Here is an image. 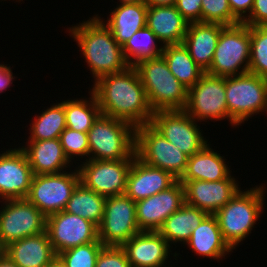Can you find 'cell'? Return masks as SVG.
I'll list each match as a JSON object with an SVG mask.
<instances>
[{"mask_svg": "<svg viewBox=\"0 0 267 267\" xmlns=\"http://www.w3.org/2000/svg\"><path fill=\"white\" fill-rule=\"evenodd\" d=\"M184 187L185 203L208 214H215L240 190L231 174L219 181H180Z\"/></svg>", "mask_w": 267, "mask_h": 267, "instance_id": "17", "label": "cell"}, {"mask_svg": "<svg viewBox=\"0 0 267 267\" xmlns=\"http://www.w3.org/2000/svg\"><path fill=\"white\" fill-rule=\"evenodd\" d=\"M95 267H131L126 252L121 246H103Z\"/></svg>", "mask_w": 267, "mask_h": 267, "instance_id": "38", "label": "cell"}, {"mask_svg": "<svg viewBox=\"0 0 267 267\" xmlns=\"http://www.w3.org/2000/svg\"><path fill=\"white\" fill-rule=\"evenodd\" d=\"M33 176L26 154L20 147L0 154L1 199H25Z\"/></svg>", "mask_w": 267, "mask_h": 267, "instance_id": "18", "label": "cell"}, {"mask_svg": "<svg viewBox=\"0 0 267 267\" xmlns=\"http://www.w3.org/2000/svg\"><path fill=\"white\" fill-rule=\"evenodd\" d=\"M104 245L99 239L79 245L58 254L66 267H95L100 250Z\"/></svg>", "mask_w": 267, "mask_h": 267, "instance_id": "35", "label": "cell"}, {"mask_svg": "<svg viewBox=\"0 0 267 267\" xmlns=\"http://www.w3.org/2000/svg\"><path fill=\"white\" fill-rule=\"evenodd\" d=\"M21 149L26 154L34 175L60 173L68 166L71 167L59 138L28 141L27 147Z\"/></svg>", "mask_w": 267, "mask_h": 267, "instance_id": "24", "label": "cell"}, {"mask_svg": "<svg viewBox=\"0 0 267 267\" xmlns=\"http://www.w3.org/2000/svg\"><path fill=\"white\" fill-rule=\"evenodd\" d=\"M80 182L78 169L73 172L34 175L26 199L45 216L63 211Z\"/></svg>", "mask_w": 267, "mask_h": 267, "instance_id": "10", "label": "cell"}, {"mask_svg": "<svg viewBox=\"0 0 267 267\" xmlns=\"http://www.w3.org/2000/svg\"><path fill=\"white\" fill-rule=\"evenodd\" d=\"M134 68L153 112L184 110L188 89L174 77L162 55L142 60Z\"/></svg>", "mask_w": 267, "mask_h": 267, "instance_id": "3", "label": "cell"}, {"mask_svg": "<svg viewBox=\"0 0 267 267\" xmlns=\"http://www.w3.org/2000/svg\"><path fill=\"white\" fill-rule=\"evenodd\" d=\"M177 0H145L147 6L175 5Z\"/></svg>", "mask_w": 267, "mask_h": 267, "instance_id": "43", "label": "cell"}, {"mask_svg": "<svg viewBox=\"0 0 267 267\" xmlns=\"http://www.w3.org/2000/svg\"><path fill=\"white\" fill-rule=\"evenodd\" d=\"M228 116L236 125L267 112V78L246 72L225 77Z\"/></svg>", "mask_w": 267, "mask_h": 267, "instance_id": "6", "label": "cell"}, {"mask_svg": "<svg viewBox=\"0 0 267 267\" xmlns=\"http://www.w3.org/2000/svg\"><path fill=\"white\" fill-rule=\"evenodd\" d=\"M136 156L149 166L170 172L178 180L189 156L170 143L150 123L136 127Z\"/></svg>", "mask_w": 267, "mask_h": 267, "instance_id": "8", "label": "cell"}, {"mask_svg": "<svg viewBox=\"0 0 267 267\" xmlns=\"http://www.w3.org/2000/svg\"><path fill=\"white\" fill-rule=\"evenodd\" d=\"M184 111L196 121H218L227 118L232 126H237L228 116L225 77L205 72L200 80L188 89Z\"/></svg>", "mask_w": 267, "mask_h": 267, "instance_id": "9", "label": "cell"}, {"mask_svg": "<svg viewBox=\"0 0 267 267\" xmlns=\"http://www.w3.org/2000/svg\"><path fill=\"white\" fill-rule=\"evenodd\" d=\"M120 4L144 3L145 0H119Z\"/></svg>", "mask_w": 267, "mask_h": 267, "instance_id": "46", "label": "cell"}, {"mask_svg": "<svg viewBox=\"0 0 267 267\" xmlns=\"http://www.w3.org/2000/svg\"><path fill=\"white\" fill-rule=\"evenodd\" d=\"M249 61L250 26L244 23L225 26L206 73L220 77L237 76L249 72Z\"/></svg>", "mask_w": 267, "mask_h": 267, "instance_id": "7", "label": "cell"}, {"mask_svg": "<svg viewBox=\"0 0 267 267\" xmlns=\"http://www.w3.org/2000/svg\"><path fill=\"white\" fill-rule=\"evenodd\" d=\"M157 42L160 40L147 26L134 33L122 46L123 55L128 65L135 66L142 60L161 56L164 45L157 46Z\"/></svg>", "mask_w": 267, "mask_h": 267, "instance_id": "32", "label": "cell"}, {"mask_svg": "<svg viewBox=\"0 0 267 267\" xmlns=\"http://www.w3.org/2000/svg\"><path fill=\"white\" fill-rule=\"evenodd\" d=\"M175 6L188 23L202 22V0H177Z\"/></svg>", "mask_w": 267, "mask_h": 267, "instance_id": "39", "label": "cell"}, {"mask_svg": "<svg viewBox=\"0 0 267 267\" xmlns=\"http://www.w3.org/2000/svg\"><path fill=\"white\" fill-rule=\"evenodd\" d=\"M202 23H218L224 26L239 24L233 16L228 0H202Z\"/></svg>", "mask_w": 267, "mask_h": 267, "instance_id": "36", "label": "cell"}, {"mask_svg": "<svg viewBox=\"0 0 267 267\" xmlns=\"http://www.w3.org/2000/svg\"><path fill=\"white\" fill-rule=\"evenodd\" d=\"M148 6L144 3L119 4L110 12L104 24L110 29L114 39L123 46L134 33L146 27Z\"/></svg>", "mask_w": 267, "mask_h": 267, "instance_id": "26", "label": "cell"}, {"mask_svg": "<svg viewBox=\"0 0 267 267\" xmlns=\"http://www.w3.org/2000/svg\"><path fill=\"white\" fill-rule=\"evenodd\" d=\"M197 122L184 110H172L153 112L150 124L190 157L207 144Z\"/></svg>", "mask_w": 267, "mask_h": 267, "instance_id": "13", "label": "cell"}, {"mask_svg": "<svg viewBox=\"0 0 267 267\" xmlns=\"http://www.w3.org/2000/svg\"><path fill=\"white\" fill-rule=\"evenodd\" d=\"M177 180L170 172L149 166L135 156L127 175L125 194L137 202L166 190Z\"/></svg>", "mask_w": 267, "mask_h": 267, "instance_id": "20", "label": "cell"}, {"mask_svg": "<svg viewBox=\"0 0 267 267\" xmlns=\"http://www.w3.org/2000/svg\"><path fill=\"white\" fill-rule=\"evenodd\" d=\"M46 267H66L62 259L56 255L55 258Z\"/></svg>", "mask_w": 267, "mask_h": 267, "instance_id": "45", "label": "cell"}, {"mask_svg": "<svg viewBox=\"0 0 267 267\" xmlns=\"http://www.w3.org/2000/svg\"><path fill=\"white\" fill-rule=\"evenodd\" d=\"M5 254L19 267H46L57 255L46 231L10 243Z\"/></svg>", "mask_w": 267, "mask_h": 267, "instance_id": "23", "label": "cell"}, {"mask_svg": "<svg viewBox=\"0 0 267 267\" xmlns=\"http://www.w3.org/2000/svg\"><path fill=\"white\" fill-rule=\"evenodd\" d=\"M105 200V196L99 195L79 182L64 211L79 215L98 227L103 219Z\"/></svg>", "mask_w": 267, "mask_h": 267, "instance_id": "30", "label": "cell"}, {"mask_svg": "<svg viewBox=\"0 0 267 267\" xmlns=\"http://www.w3.org/2000/svg\"><path fill=\"white\" fill-rule=\"evenodd\" d=\"M5 254V247L0 242V258Z\"/></svg>", "mask_w": 267, "mask_h": 267, "instance_id": "47", "label": "cell"}, {"mask_svg": "<svg viewBox=\"0 0 267 267\" xmlns=\"http://www.w3.org/2000/svg\"><path fill=\"white\" fill-rule=\"evenodd\" d=\"M188 24L175 5L148 6L146 26L163 45L183 44Z\"/></svg>", "mask_w": 267, "mask_h": 267, "instance_id": "22", "label": "cell"}, {"mask_svg": "<svg viewBox=\"0 0 267 267\" xmlns=\"http://www.w3.org/2000/svg\"><path fill=\"white\" fill-rule=\"evenodd\" d=\"M207 215V212L185 203L165 220L158 232L170 244L172 242L173 244L176 242L186 244L191 237L192 231L200 225Z\"/></svg>", "mask_w": 267, "mask_h": 267, "instance_id": "28", "label": "cell"}, {"mask_svg": "<svg viewBox=\"0 0 267 267\" xmlns=\"http://www.w3.org/2000/svg\"><path fill=\"white\" fill-rule=\"evenodd\" d=\"M162 56L174 77L187 89L195 85L205 73L183 44L164 45Z\"/></svg>", "mask_w": 267, "mask_h": 267, "instance_id": "29", "label": "cell"}, {"mask_svg": "<svg viewBox=\"0 0 267 267\" xmlns=\"http://www.w3.org/2000/svg\"><path fill=\"white\" fill-rule=\"evenodd\" d=\"M0 267H19L6 254L0 258Z\"/></svg>", "mask_w": 267, "mask_h": 267, "instance_id": "44", "label": "cell"}, {"mask_svg": "<svg viewBox=\"0 0 267 267\" xmlns=\"http://www.w3.org/2000/svg\"><path fill=\"white\" fill-rule=\"evenodd\" d=\"M228 3L233 16L242 23L250 15L254 0H228Z\"/></svg>", "mask_w": 267, "mask_h": 267, "instance_id": "41", "label": "cell"}, {"mask_svg": "<svg viewBox=\"0 0 267 267\" xmlns=\"http://www.w3.org/2000/svg\"><path fill=\"white\" fill-rule=\"evenodd\" d=\"M60 142L63 147L64 153L68 160L72 162V158L76 156L85 157L87 156L89 160V144H88V134L72 130L70 128H65L60 134Z\"/></svg>", "mask_w": 267, "mask_h": 267, "instance_id": "37", "label": "cell"}, {"mask_svg": "<svg viewBox=\"0 0 267 267\" xmlns=\"http://www.w3.org/2000/svg\"><path fill=\"white\" fill-rule=\"evenodd\" d=\"M185 204L183 184L172 186L136 202V220L141 231H158L165 220Z\"/></svg>", "mask_w": 267, "mask_h": 267, "instance_id": "16", "label": "cell"}, {"mask_svg": "<svg viewBox=\"0 0 267 267\" xmlns=\"http://www.w3.org/2000/svg\"><path fill=\"white\" fill-rule=\"evenodd\" d=\"M133 159L85 160L76 167L80 182L105 197L123 195L126 192L127 175Z\"/></svg>", "mask_w": 267, "mask_h": 267, "instance_id": "14", "label": "cell"}, {"mask_svg": "<svg viewBox=\"0 0 267 267\" xmlns=\"http://www.w3.org/2000/svg\"><path fill=\"white\" fill-rule=\"evenodd\" d=\"M131 267H166L170 244L158 231H140L121 246Z\"/></svg>", "mask_w": 267, "mask_h": 267, "instance_id": "19", "label": "cell"}, {"mask_svg": "<svg viewBox=\"0 0 267 267\" xmlns=\"http://www.w3.org/2000/svg\"><path fill=\"white\" fill-rule=\"evenodd\" d=\"M249 72L267 78V26H250Z\"/></svg>", "mask_w": 267, "mask_h": 267, "instance_id": "34", "label": "cell"}, {"mask_svg": "<svg viewBox=\"0 0 267 267\" xmlns=\"http://www.w3.org/2000/svg\"><path fill=\"white\" fill-rule=\"evenodd\" d=\"M28 141L52 140L66 128L65 101L56 103L37 115L30 124Z\"/></svg>", "mask_w": 267, "mask_h": 267, "instance_id": "31", "label": "cell"}, {"mask_svg": "<svg viewBox=\"0 0 267 267\" xmlns=\"http://www.w3.org/2000/svg\"><path fill=\"white\" fill-rule=\"evenodd\" d=\"M225 26L218 23H189L183 45L188 49L191 58L203 70L211 64L221 30Z\"/></svg>", "mask_w": 267, "mask_h": 267, "instance_id": "21", "label": "cell"}, {"mask_svg": "<svg viewBox=\"0 0 267 267\" xmlns=\"http://www.w3.org/2000/svg\"><path fill=\"white\" fill-rule=\"evenodd\" d=\"M242 23L247 26H267V0H254L250 15Z\"/></svg>", "mask_w": 267, "mask_h": 267, "instance_id": "40", "label": "cell"}, {"mask_svg": "<svg viewBox=\"0 0 267 267\" xmlns=\"http://www.w3.org/2000/svg\"><path fill=\"white\" fill-rule=\"evenodd\" d=\"M69 33L76 40L95 81L129 67L122 46L114 39L103 18L93 16L91 20L70 27Z\"/></svg>", "mask_w": 267, "mask_h": 267, "instance_id": "2", "label": "cell"}, {"mask_svg": "<svg viewBox=\"0 0 267 267\" xmlns=\"http://www.w3.org/2000/svg\"><path fill=\"white\" fill-rule=\"evenodd\" d=\"M91 92L101 114L126 121L135 128L151 122L153 111L134 66L100 77Z\"/></svg>", "mask_w": 267, "mask_h": 267, "instance_id": "1", "label": "cell"}, {"mask_svg": "<svg viewBox=\"0 0 267 267\" xmlns=\"http://www.w3.org/2000/svg\"><path fill=\"white\" fill-rule=\"evenodd\" d=\"M264 186L247 191L239 190L231 200L214 215L224 241L234 250L251 233L263 210ZM264 196V197H263Z\"/></svg>", "mask_w": 267, "mask_h": 267, "instance_id": "4", "label": "cell"}, {"mask_svg": "<svg viewBox=\"0 0 267 267\" xmlns=\"http://www.w3.org/2000/svg\"><path fill=\"white\" fill-rule=\"evenodd\" d=\"M141 230L136 220V202L126 194L106 197L98 239L104 246H122Z\"/></svg>", "mask_w": 267, "mask_h": 267, "instance_id": "11", "label": "cell"}, {"mask_svg": "<svg viewBox=\"0 0 267 267\" xmlns=\"http://www.w3.org/2000/svg\"><path fill=\"white\" fill-rule=\"evenodd\" d=\"M45 231L57 255L98 239V227L95 224L64 210L46 217Z\"/></svg>", "mask_w": 267, "mask_h": 267, "instance_id": "15", "label": "cell"}, {"mask_svg": "<svg viewBox=\"0 0 267 267\" xmlns=\"http://www.w3.org/2000/svg\"><path fill=\"white\" fill-rule=\"evenodd\" d=\"M186 245L195 253L214 260H221L232 251L224 241L217 218L214 214H208L200 225L192 231Z\"/></svg>", "mask_w": 267, "mask_h": 267, "instance_id": "25", "label": "cell"}, {"mask_svg": "<svg viewBox=\"0 0 267 267\" xmlns=\"http://www.w3.org/2000/svg\"><path fill=\"white\" fill-rule=\"evenodd\" d=\"M90 101L74 99L65 101L66 127L75 131L88 133L94 121L101 114L97 100L90 91Z\"/></svg>", "mask_w": 267, "mask_h": 267, "instance_id": "33", "label": "cell"}, {"mask_svg": "<svg viewBox=\"0 0 267 267\" xmlns=\"http://www.w3.org/2000/svg\"><path fill=\"white\" fill-rule=\"evenodd\" d=\"M0 202H4V207H0V242L4 247L45 232L46 217L26 198Z\"/></svg>", "mask_w": 267, "mask_h": 267, "instance_id": "12", "label": "cell"}, {"mask_svg": "<svg viewBox=\"0 0 267 267\" xmlns=\"http://www.w3.org/2000/svg\"><path fill=\"white\" fill-rule=\"evenodd\" d=\"M12 73L10 66L0 64V93L12 84L13 79H15Z\"/></svg>", "mask_w": 267, "mask_h": 267, "instance_id": "42", "label": "cell"}, {"mask_svg": "<svg viewBox=\"0 0 267 267\" xmlns=\"http://www.w3.org/2000/svg\"><path fill=\"white\" fill-rule=\"evenodd\" d=\"M230 171L225 159L206 144L188 158L186 171L179 181H219L226 179L231 174Z\"/></svg>", "mask_w": 267, "mask_h": 267, "instance_id": "27", "label": "cell"}, {"mask_svg": "<svg viewBox=\"0 0 267 267\" xmlns=\"http://www.w3.org/2000/svg\"><path fill=\"white\" fill-rule=\"evenodd\" d=\"M87 134L89 159L120 160L136 156V128L126 121L100 114Z\"/></svg>", "mask_w": 267, "mask_h": 267, "instance_id": "5", "label": "cell"}]
</instances>
